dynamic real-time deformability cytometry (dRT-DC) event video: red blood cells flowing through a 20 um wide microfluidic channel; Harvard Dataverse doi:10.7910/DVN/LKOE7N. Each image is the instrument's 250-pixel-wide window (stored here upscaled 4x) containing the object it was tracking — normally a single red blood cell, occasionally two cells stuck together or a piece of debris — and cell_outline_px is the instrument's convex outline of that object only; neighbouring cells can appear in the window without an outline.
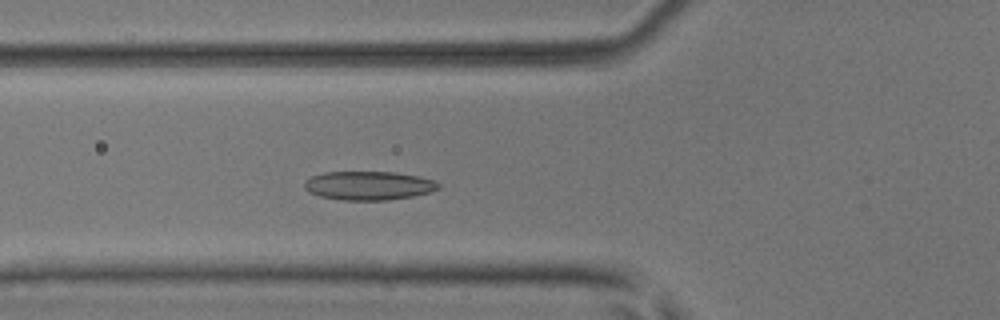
{"species": "common noctule bat (a hibernating species)", "species_latin": "Nyctalus noctula", "temperature_condition": "room temperature", "stored_images_in_passage": 51, "camera_frame_rate_fps": 3000, "um_per_image_px": 0.085, "animal": {"sex": "male", "body_mass_g": 17.9, "forearm_length_mm": 54.2}, "frame": {"image": 1, "passage_image": 18, "time_ms": 5.667, "image_size_px": [1000, 320], "cell_outline_px": [[440, 188], [432, 192], [412, 196], [388, 200], [344, 200], [320, 196], [308, 192], [304, 188], [304, 180], [312, 176], [324, 172], [396, 172], [420, 176], [432, 180], [440, 184]], "centroid_in_image_um": [31.34, 15.77], "position_along_channel_um": 94.5, "area_um2": 22.6}}
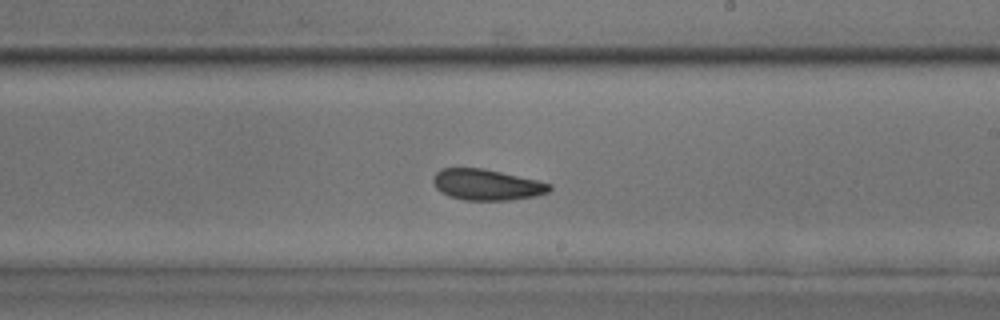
{"frame": {"image": 2, "passage_image": 30, "time_ms": 9.667, "image_size_px": [1000, 320], "cell_outline_px": [[552, 188], [548, 192], [536, 196], [512, 200], [464, 200], [448, 196], [440, 192], [436, 188], [432, 180], [432, 176], [440, 168], [484, 168], [536, 180], [552, 184]], "centroid_in_image_um": [41.34, 15.7], "position_along_channel_um": 247.7, "area_um2": 21.15}}
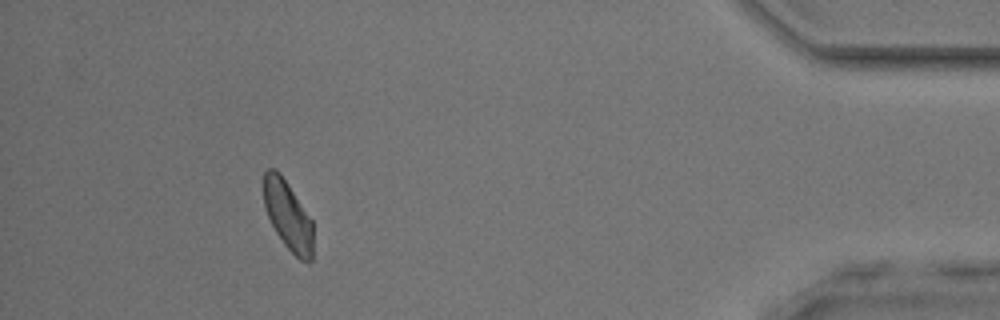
{"frame": {"image": 3, "passage_image": 47, "time_ms": 15.333, "image_size_px": [1000, 320], "cell_outline_px": [[312, 260], [300, 260], [284, 244], [276, 232], [264, 208], [264, 172], [268, 168], [276, 168], [280, 172], [312, 220]], "centroid_in_image_um": [24.46, 18.28], "position_along_channel_um": 410.7, "area_um2": 19.65}, "authors_computed_cell_mechanics": {"area_um2": 21.6172, "velocity_mm_per_s": 3.8465, "shape_relaxation_time_tau1_ms": 4.73, "shape_relaxation_time_tau2_ms": 5.7646, "deformation_change_tau1": 0.1057, "deformation_change_tau2": 0.1261}}